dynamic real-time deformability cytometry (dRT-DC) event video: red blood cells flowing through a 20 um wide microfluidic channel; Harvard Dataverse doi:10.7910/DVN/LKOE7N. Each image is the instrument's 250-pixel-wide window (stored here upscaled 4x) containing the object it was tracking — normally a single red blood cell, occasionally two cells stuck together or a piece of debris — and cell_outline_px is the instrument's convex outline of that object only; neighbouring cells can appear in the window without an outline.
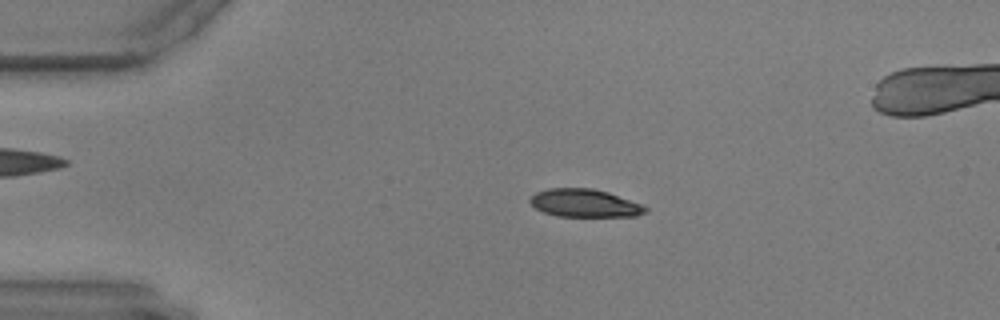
{"species": "common noctule bat (a hibernating species)", "species_latin": "Nyctalus noctula", "temperature_condition": "warm", "stored_images_in_passage": 58, "camera_frame_rate_fps": 3000, "um_per_image_px": 0.085, "animal": {"sex": "male", "body_mass_g": 17.9, "forearm_length_mm": 54.2}, "frame": {"image": 1, "passage_image": 12, "time_ms": 3.667, "image_size_px": [1000, 320], "cell_outline_px": [[648, 212], [636, 216], [560, 216], [544, 212], [536, 208], [528, 200], [536, 192], [548, 188], [592, 188], [608, 192], [644, 204], [648, 208]], "centroid_in_image_um": [49.74, 17.26], "position_along_channel_um": 35.3, "area_um2": 18.84}}
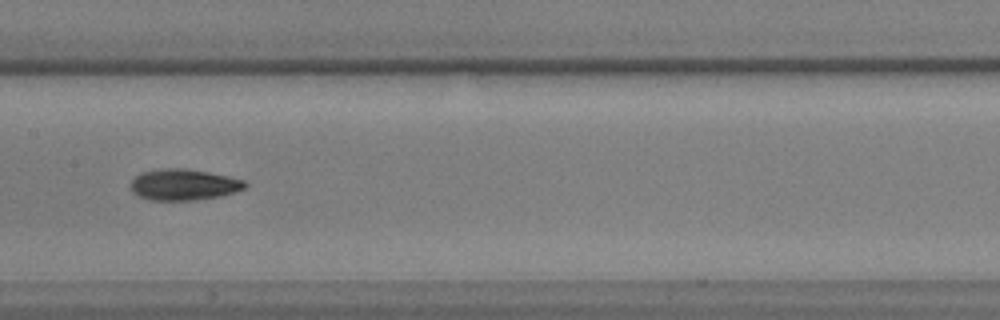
{"frame": {"image": 2, "passage_image": 29, "time_ms": 9.333, "image_size_px": [1000, 320], "cell_outline_px": [[248, 184], [244, 188], [220, 196], [192, 200], [148, 200], [132, 192], [132, 180], [136, 176], [144, 172], [164, 168], [184, 168], [208, 172], [228, 176], [244, 180]], "centroid_in_image_um": [15.62, 15.69], "position_along_channel_um": 191.8, "area_um2": 20.46}}
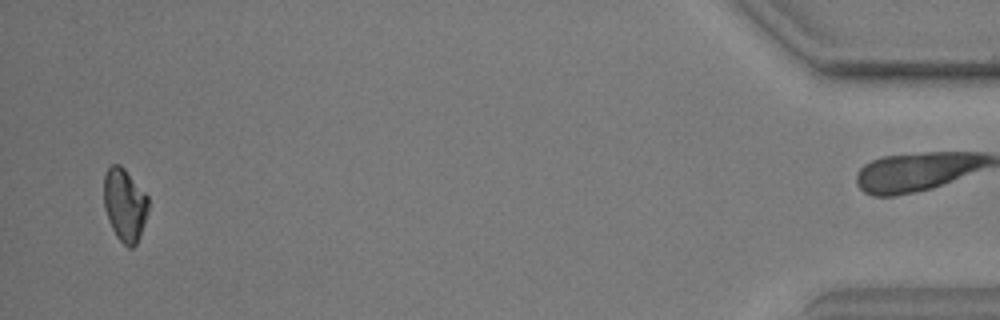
{"frame": {"image": 3, "passage_image": 56, "time_ms": 18.333, "image_size_px": [1000, 320], "cell_outline_px": [[148, 212], [140, 236], [136, 244], [132, 248], [128, 248], [116, 236], [112, 228], [104, 208], [104, 176], [108, 168], [112, 164], [120, 164], [124, 168], [148, 196]], "centroid_in_image_um": [10.6, 17.41], "position_along_channel_um": 424.6, "area_um2": 18.84}}